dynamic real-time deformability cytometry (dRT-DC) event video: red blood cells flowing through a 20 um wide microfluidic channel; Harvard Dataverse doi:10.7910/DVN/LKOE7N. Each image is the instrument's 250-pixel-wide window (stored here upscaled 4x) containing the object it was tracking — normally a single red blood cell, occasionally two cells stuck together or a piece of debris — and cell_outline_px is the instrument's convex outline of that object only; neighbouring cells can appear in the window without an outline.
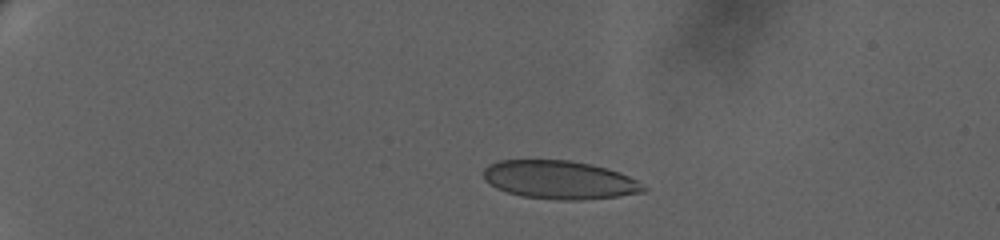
{"species": "human", "species_latin": "Homo sapiens", "temperature_condition": "warm", "stored_images_in_passage": 39, "camera_frame_rate_fps": 3000, "um_per_image_px": 0.085, "donor": {"sex": "female"}, "frame": {"image": 1, "passage_image": 2, "time_ms": 0.333, "image_size_px": [1000, 240], "cell_outline_px": [[648, 188], [644, 192], [616, 196], [580, 200], [556, 200], [520, 196], [496, 188], [488, 184], [484, 180], [484, 168], [488, 164], [500, 160], [572, 160], [592, 164], [628, 176], [636, 180]], "centroid_in_image_um": [47.52, 15.29], "position_along_channel_um": 37.5, "area_um2": 35.78}}
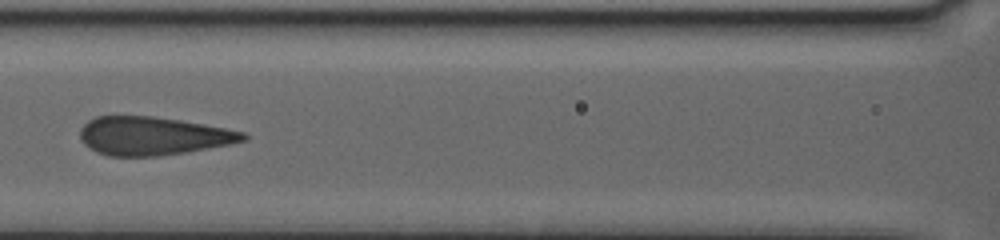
{"frame": {"image": 2, "passage_image": 23, "time_ms": 6.667, "image_size_px": [1000, 240], "cell_outline_px": [[248, 140], [232, 144], [184, 152], [156, 156], [108, 156], [96, 152], [88, 148], [80, 140], [80, 128], [88, 120], [96, 116], [152, 116], [180, 120], [204, 124], [244, 132], [248, 136]], "centroid_in_image_um": [12.97, 11.55], "position_along_channel_um": 153.6, "area_um2": 36.53}}
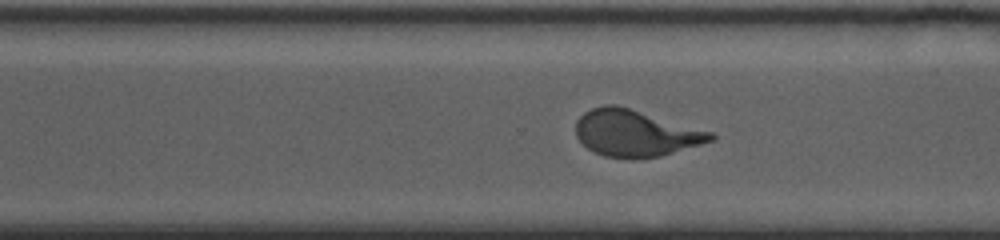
{"frame": {"image": 3, "passage_image": 38, "time_ms": 11.667, "image_size_px": [1000, 240], "cell_outline_px": [[716, 136], [712, 140], [700, 144], [660, 156], [604, 156], [592, 152], [576, 136], [576, 120], [584, 112], [592, 108], [604, 104], [616, 104], [712, 132]], "centroid_in_image_um": [53.97, 11.28], "position_along_channel_um": 316.6, "area_um2": 35.78}}